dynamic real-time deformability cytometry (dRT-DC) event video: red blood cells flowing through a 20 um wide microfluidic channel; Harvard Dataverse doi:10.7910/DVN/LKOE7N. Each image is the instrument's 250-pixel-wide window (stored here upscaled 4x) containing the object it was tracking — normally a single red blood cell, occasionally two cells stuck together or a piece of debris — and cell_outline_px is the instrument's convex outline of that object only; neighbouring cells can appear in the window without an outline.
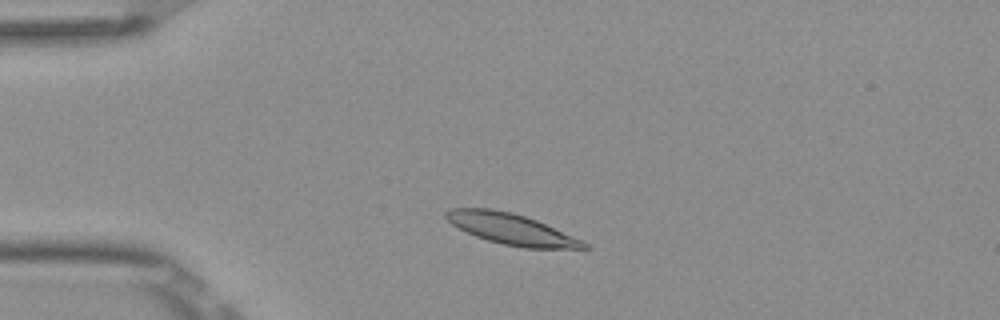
{"species": "Egyptian fruit bat (a non-hibernating species)", "species_latin": "Rousettus aegyptiacus", "temperature_condition": "room temperature", "stored_images_in_passage": 3, "camera_frame_rate_fps": 3000, "um_per_image_px": 0.085, "frame": {"image": 1, "passage_image": 1, "time_ms": 0.0, "image_size_px": [1000, 320], "cell_outline_px": [[592, 248], [524, 248], [504, 244], [488, 240], [476, 236], [452, 224], [444, 216], [444, 212], [448, 208], [492, 208], [512, 212], [536, 220], [584, 240]], "centroid_in_image_um": [43.47, 19.46], "position_along_channel_um": 41.5, "area_um2": 24.74}}
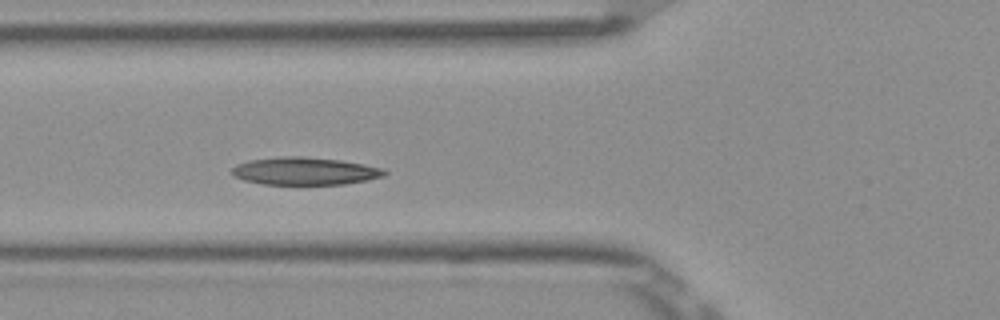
{"frame": {"image": 2, "passage_image": 3, "time_ms": 0.667, "image_size_px": [1000, 320], "cell_outline_px": [[388, 172], [384, 176], [368, 180], [344, 184], [264, 184], [244, 180], [232, 176], [232, 168], [236, 164], [248, 160], [280, 156], [304, 156], [340, 160], [364, 164], [384, 168]], "centroid_in_image_um": [25.91, 14.53], "position_along_channel_um": 99.9, "area_um2": 24.74}}